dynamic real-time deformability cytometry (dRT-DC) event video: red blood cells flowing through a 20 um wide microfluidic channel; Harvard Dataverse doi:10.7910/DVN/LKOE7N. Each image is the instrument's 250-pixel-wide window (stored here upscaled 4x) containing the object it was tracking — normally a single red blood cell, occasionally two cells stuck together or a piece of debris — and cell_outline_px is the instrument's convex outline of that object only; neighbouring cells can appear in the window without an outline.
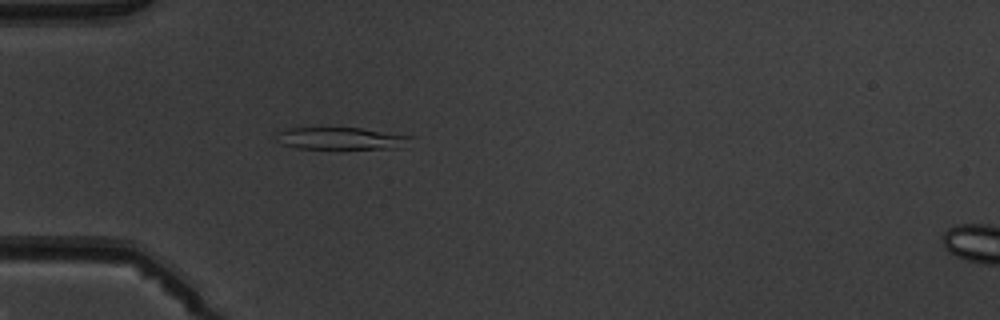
{"species": "common noctule bat (a hibernating species)", "species_latin": "Nyctalus noctula", "temperature_condition": "warm", "stored_images_in_passage": 2, "camera_frame_rate_fps": 3000, "um_per_image_px": 0.085, "animal": {"sex": "male", "body_mass_g": 19.5, "forearm_length_mm": 54.6}, "frame": {"image": 1, "passage_image": 1, "time_ms": 0.0, "image_size_px": [1000, 320], "cell_outline_px": [[416, 136], [404, 148], [296, 148], [284, 144], [276, 132], [276, 128], [360, 128]], "centroid_in_image_um": [29.07, 11.75], "position_along_channel_um": 55.9, "area_um2": 17.34}}